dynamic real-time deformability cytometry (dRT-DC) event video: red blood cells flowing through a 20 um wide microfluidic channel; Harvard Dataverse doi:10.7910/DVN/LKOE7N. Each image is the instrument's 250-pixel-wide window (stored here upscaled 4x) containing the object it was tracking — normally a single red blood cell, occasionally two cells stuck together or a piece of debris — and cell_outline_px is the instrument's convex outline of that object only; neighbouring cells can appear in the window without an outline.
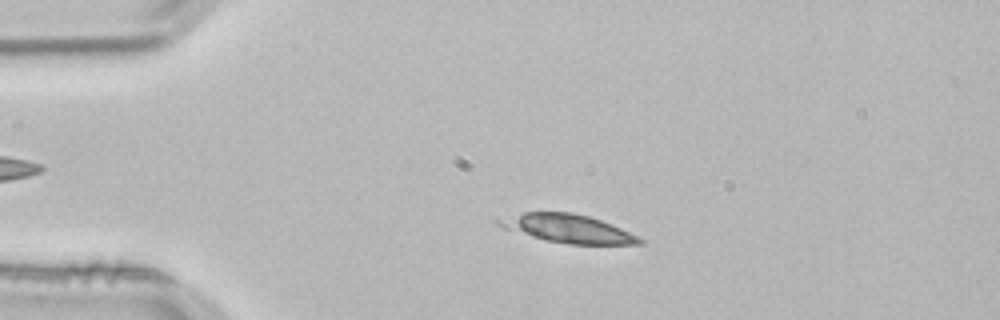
{"species": "common noctule bat (a hibernating species)", "species_latin": "Nyctalus noctula", "temperature_condition": "room temperature", "stored_images_in_passage": 44, "camera_frame_rate_fps": 3000, "um_per_image_px": 0.085, "animal": {"sex": "male", "body_mass_g": 21.5, "forearm_length_mm": 52.0}, "frame": {"image": 1, "passage_image": 2, "time_ms": 0.333, "image_size_px": [1000, 320], "cell_outline_px": [[644, 244], [568, 244], [548, 240], [500, 228], [492, 220], [524, 212], [572, 212], [588, 216], [600, 220], [620, 228], [644, 240]], "centroid_in_image_um": [48.19, 19.42], "position_along_channel_um": 36.8, "area_um2": 23.0}}
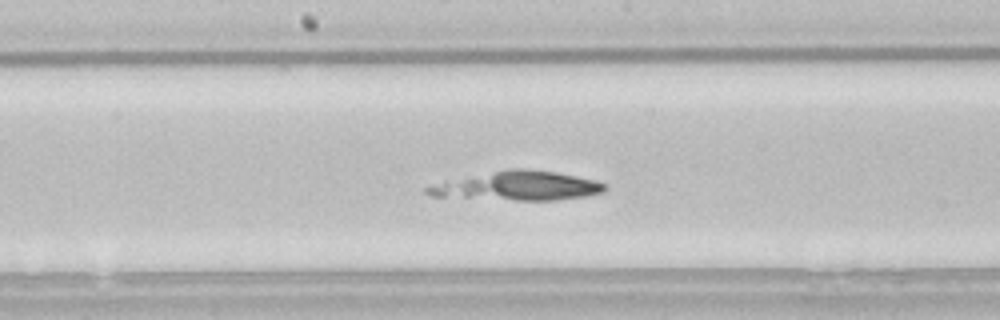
{"frame": {"image": 2, "passage_image": 18, "time_ms": 5.667, "image_size_px": [1000, 320], "cell_outline_px": [[608, 188], [604, 192], [584, 196], [556, 200], [516, 200], [432, 196], [424, 192], [424, 188], [444, 180], [512, 168], [524, 168], [556, 172], [576, 176], [592, 180], [604, 184]], "centroid_in_image_um": [43.95, 15.8], "position_along_channel_um": 204.2, "area_um2": 29.94}}
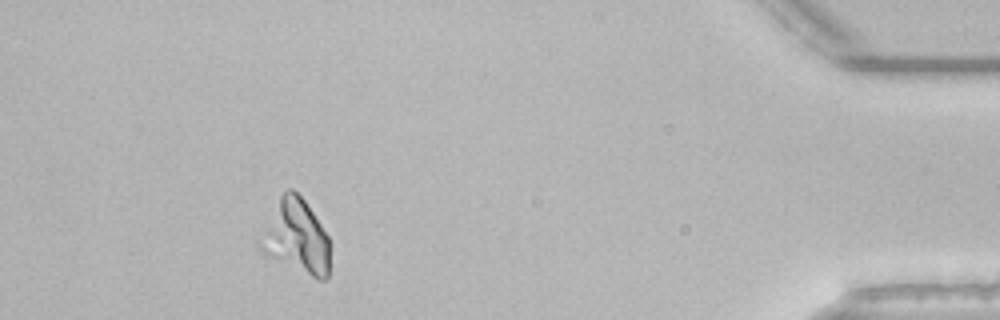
{"frame": {"image": 3, "passage_image": 39, "time_ms": 12.667, "image_size_px": [1000, 320], "cell_outline_px": [[328, 276], [324, 280], [316, 280], [264, 256], [256, 244], [256, 240], [280, 196], [288, 188], [292, 188], [304, 200], [328, 236]], "centroid_in_image_um": [25.11, 20.18], "position_along_channel_um": 410.1, "area_um2": 30.4}}